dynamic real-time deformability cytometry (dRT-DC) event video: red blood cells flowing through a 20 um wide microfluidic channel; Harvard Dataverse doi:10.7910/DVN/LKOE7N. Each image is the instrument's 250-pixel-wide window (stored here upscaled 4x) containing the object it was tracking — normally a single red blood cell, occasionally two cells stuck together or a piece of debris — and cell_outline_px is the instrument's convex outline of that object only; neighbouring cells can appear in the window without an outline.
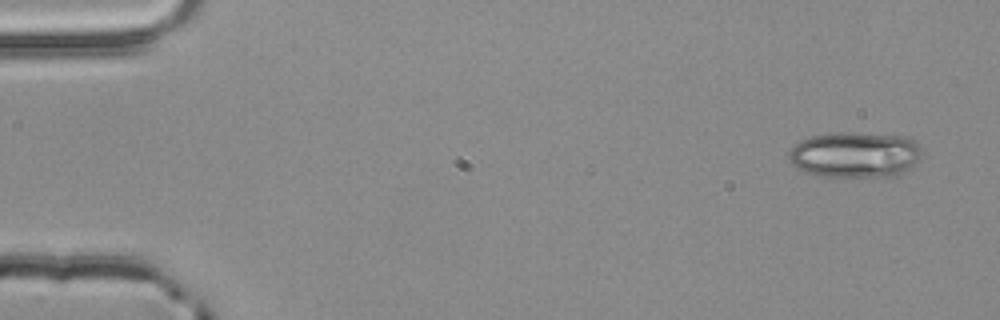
{"species": "common noctule bat (a hibernating species)", "species_latin": "Nyctalus noctula", "temperature_condition": "room temperature", "stored_images_in_passage": 3, "camera_frame_rate_fps": 3000, "um_per_image_px": 0.085, "animal": {"sex": "male", "body_mass_g": 20.4}, "frame": {"image": 1, "passage_image": 1, "time_ms": 0.0, "image_size_px": [1000, 320], "cell_outline_px": [[920, 160], [908, 172], [896, 176], [816, 176], [796, 168], [792, 164], [788, 156], [788, 152], [800, 140], [812, 136], [832, 132], [852, 132], [904, 136], [912, 140], [920, 148]], "centroid_in_image_um": [72.68, 13.15], "position_along_channel_um": 12.3, "area_um2": 35.78}}